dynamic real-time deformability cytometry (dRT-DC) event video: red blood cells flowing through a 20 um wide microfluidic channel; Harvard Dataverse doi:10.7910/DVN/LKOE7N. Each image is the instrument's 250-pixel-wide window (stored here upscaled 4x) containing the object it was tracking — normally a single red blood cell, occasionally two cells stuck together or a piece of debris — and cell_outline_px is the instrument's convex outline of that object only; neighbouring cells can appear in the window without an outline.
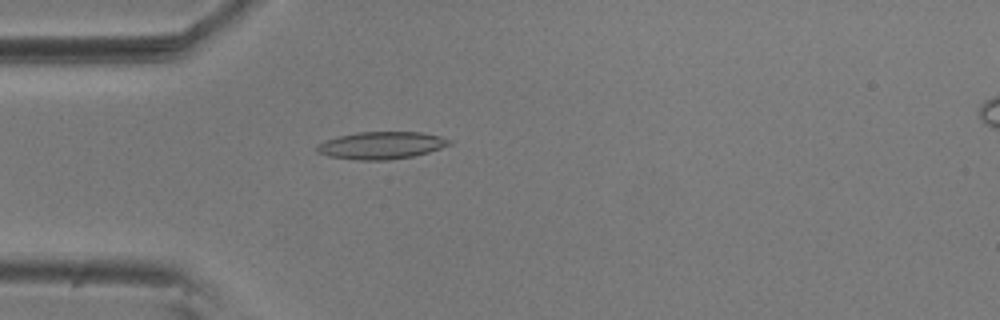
{"species": "common noctule bat (a hibernating species)", "species_latin": "Nyctalus noctula", "temperature_condition": "room temperature", "stored_images_in_passage": 43, "camera_frame_rate_fps": 3000, "um_per_image_px": 0.085, "animal": {"sex": "male", "body_mass_g": 20.5, "forearm_length_mm": 52.5}, "frame": {"image": 1, "passage_image": 7, "time_ms": 2.0, "image_size_px": [1000, 320], "cell_outline_px": [[452, 144], [428, 152], [412, 156], [388, 160], [360, 160], [328, 156], [316, 152], [316, 144], [324, 140], [356, 132], [424, 132], [440, 136], [452, 140]], "centroid_in_image_um": [32.4, 12.35], "position_along_channel_um": 52.6, "area_um2": 21.15}}
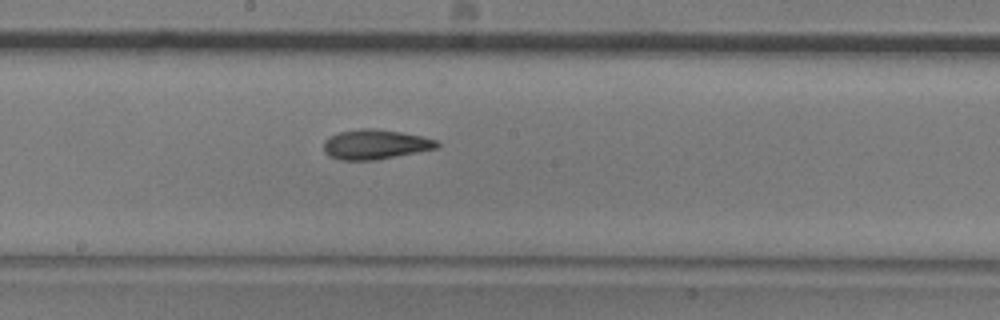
{"frame": {"image": 2, "passage_image": 21, "time_ms": 6.667, "image_size_px": [1000, 320], "cell_outline_px": [[440, 144], [436, 148], [376, 160], [340, 160], [328, 156], [324, 152], [324, 140], [328, 136], [340, 132], [360, 128], [372, 128], [400, 132], [420, 136], [436, 140]], "centroid_in_image_um": [31.83, 12.27], "position_along_channel_um": 216.4, "area_um2": 19.54}}
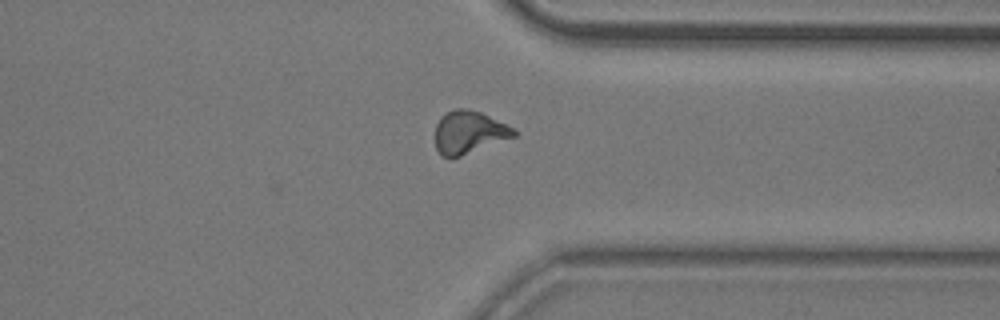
{"frame": {"image": 3, "passage_image": 34, "time_ms": 11.0, "image_size_px": [1000, 320], "cell_outline_px": [[516, 136], [460, 156], [444, 156], [436, 148], [436, 124], [440, 116], [456, 108], [468, 108], [480, 112], [512, 128], [516, 132]], "centroid_in_image_um": [39.84, 11.22], "position_along_channel_um": 371.6, "area_um2": 19.07}, "authors_computed_cell_mechanics": {"area_um2": 19.363, "velocity_mm_per_s": 3.6407, "shape_relaxation_time_tau1_ms": 8.9747, "shape_relaxation_time_tau2_ms": 3.88, "deformation_change_tau1": 0.228, "deformation_change_tau2": 0.1187}}